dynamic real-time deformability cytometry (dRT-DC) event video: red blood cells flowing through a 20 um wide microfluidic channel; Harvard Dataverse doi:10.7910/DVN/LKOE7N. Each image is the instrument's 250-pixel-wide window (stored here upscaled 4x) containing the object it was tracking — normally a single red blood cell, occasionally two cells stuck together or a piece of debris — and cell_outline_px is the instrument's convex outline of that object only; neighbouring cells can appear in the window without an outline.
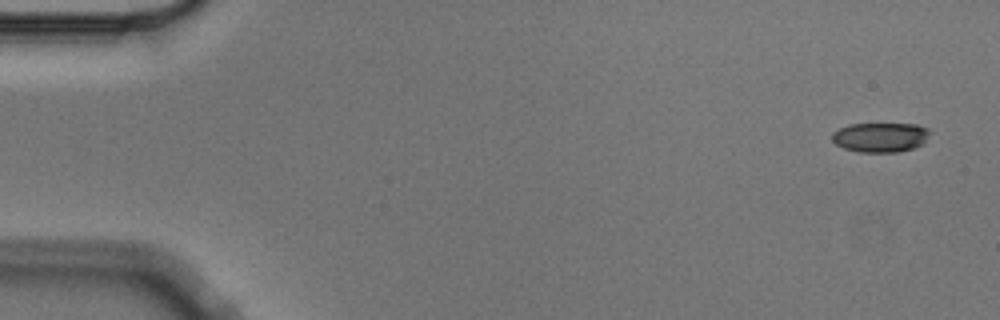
{"species": "Egyptian fruit bat (a non-hibernating species)", "species_latin": "Rousettus aegyptiacus", "temperature_condition": "cold", "stored_images_in_passage": 6, "camera_frame_rate_fps": 3000, "um_per_image_px": 0.085, "animal": {"sex": "male"}, "frame": {"image": 1, "passage_image": 1, "time_ms": 0.0, "image_size_px": [1000, 320], "cell_outline_px": [[932, 132], [924, 144], [912, 148], [896, 152], [860, 152], [844, 148], [836, 144], [832, 140], [832, 132], [848, 124], [916, 124], [928, 128]], "centroid_in_image_um": [74.86, 11.66], "position_along_channel_um": 10.1, "area_um2": 16.99}}
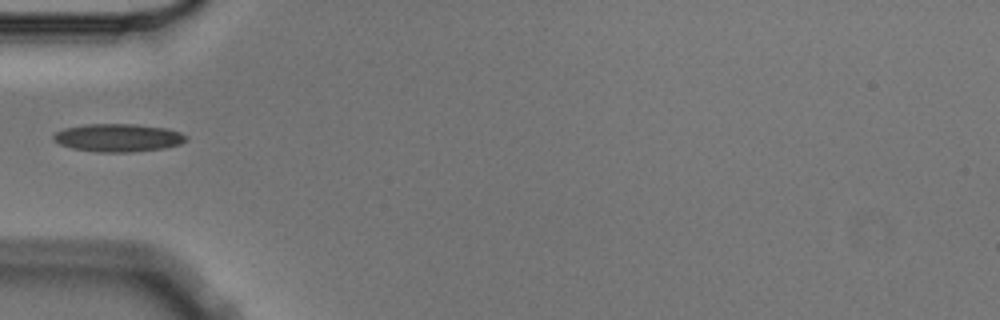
{"frame": {"image": 2, "passage_image": 5, "time_ms": 1.333, "image_size_px": [1000, 320], "cell_outline_px": [[188, 140], [180, 144], [164, 148], [132, 152], [96, 152], [72, 148], [60, 144], [52, 140], [52, 136], [56, 132], [64, 128], [88, 124], [136, 124], [164, 128], [180, 132], [188, 136]], "centroid_in_image_um": [10.04, 11.71], "position_along_channel_um": 75.0, "area_um2": 21.68}}
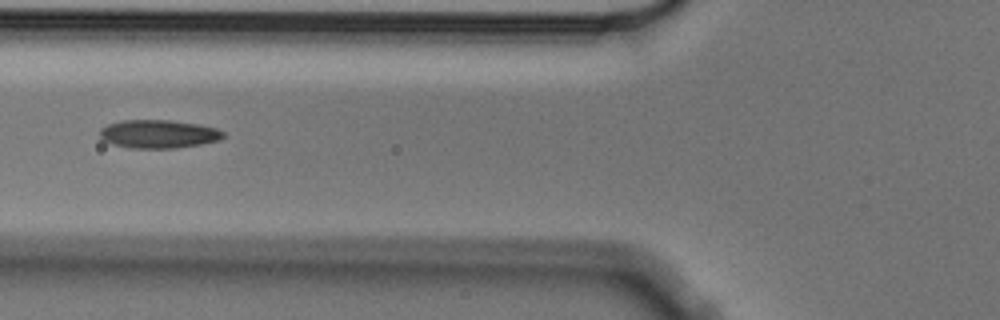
{"frame": {"image": 3, "passage_image": 6, "time_ms": 1.667, "image_size_px": [1000, 320], "cell_outline_px": [[224, 136], [220, 140], [200, 144], [176, 148], [132, 148], [112, 144], [100, 140], [100, 128], [108, 124], [120, 120], [168, 120], [200, 124], [216, 128], [224, 132]], "centroid_in_image_um": [13.45, 11.39], "position_along_channel_um": 112.4, "area_um2": 20.52}}